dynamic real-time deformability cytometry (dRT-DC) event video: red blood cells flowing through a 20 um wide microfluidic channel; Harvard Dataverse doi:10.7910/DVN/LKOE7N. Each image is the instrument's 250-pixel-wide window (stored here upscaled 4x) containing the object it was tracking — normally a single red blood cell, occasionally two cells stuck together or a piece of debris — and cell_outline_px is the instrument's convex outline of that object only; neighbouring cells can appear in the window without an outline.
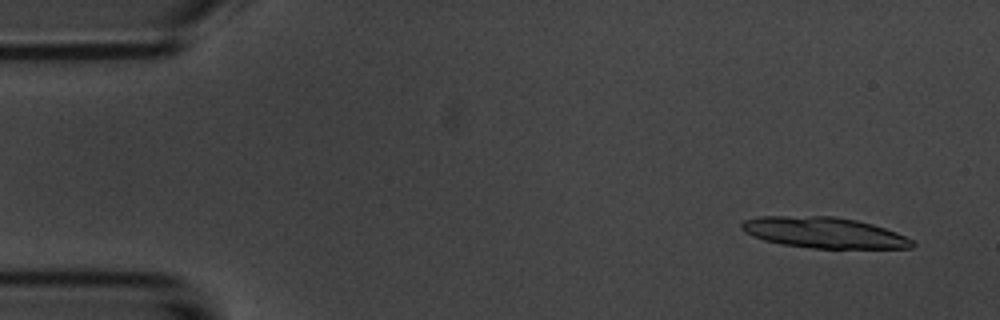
{"species": "common noctule bat (a hibernating species)", "species_latin": "Nyctalus noctula", "temperature_condition": "room temperature", "stored_images_in_passage": 33, "camera_frame_rate_fps": 3000, "um_per_image_px": 0.085, "animal": {"sex": "male", "body_mass_g": 20.1, "forearm_length_mm": 53.5}, "frame": {"image": 1, "passage_image": 2, "time_ms": 0.333, "image_size_px": [1000, 320], "cell_outline_px": [[916, 244], [912, 248], [812, 248], [780, 244], [764, 240], [752, 236], [744, 232], [740, 228], [740, 224], [744, 220], [760, 216], [832, 216], [856, 220], [872, 224], [896, 232], [912, 240]], "centroid_in_image_um": [70.0, 19.77], "position_along_channel_um": 15.0, "area_um2": 30.69}}
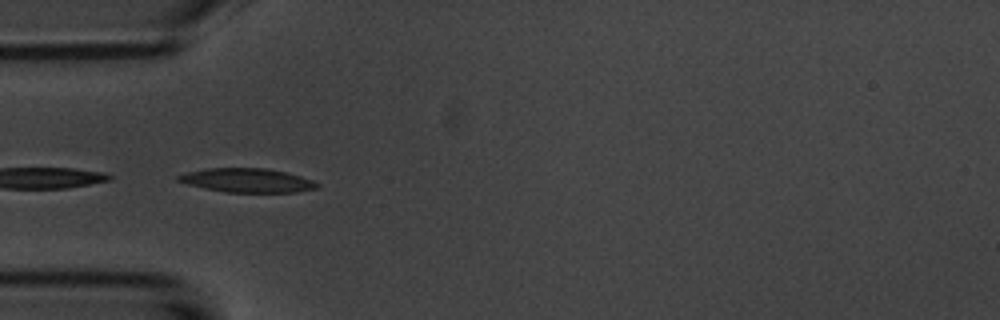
{"frame": {"image": 2, "passage_image": 15, "time_ms": 4.667, "image_size_px": [1000, 320], "cell_outline_px": [[320, 184], [316, 188], [296, 192], [224, 192], [204, 188], [188, 184], [176, 180], [176, 176], [188, 172], [208, 168], [268, 168], [300, 176], [312, 180]], "centroid_in_image_um": [21.0, 15.33], "position_along_channel_um": 64.0, "area_um2": 19.25}}